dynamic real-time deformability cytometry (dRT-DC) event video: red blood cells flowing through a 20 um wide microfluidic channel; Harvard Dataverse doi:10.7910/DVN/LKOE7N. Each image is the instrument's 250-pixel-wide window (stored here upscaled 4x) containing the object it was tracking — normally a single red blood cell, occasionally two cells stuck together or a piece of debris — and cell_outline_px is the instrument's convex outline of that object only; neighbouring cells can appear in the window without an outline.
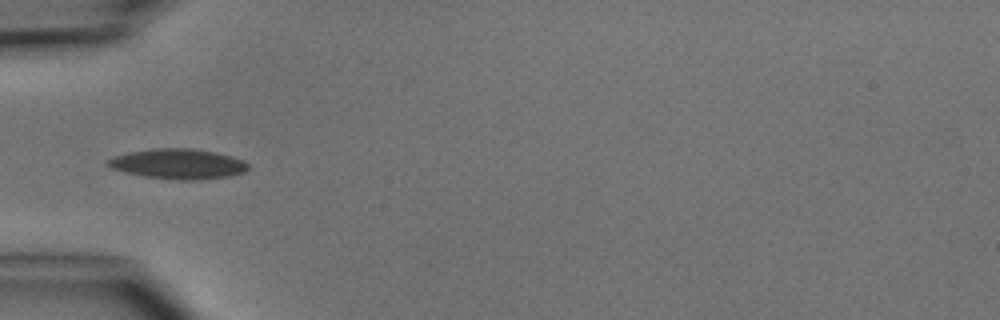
{"species": "common noctule bat (a hibernating species)", "species_latin": "Nyctalus noctula", "temperature_condition": "cold", "stored_images_in_passage": 5, "camera_frame_rate_fps": 3000, "um_per_image_px": 0.085, "animal": {"sex": "male", "body_mass_g": 15.6}, "frame": {"image": 1, "passage_image": 5, "time_ms": 4.667, "image_size_px": [1000, 320], "cell_outline_px": [[248, 168], [244, 172], [228, 176], [196, 180], [180, 180], [144, 176], [124, 172], [112, 168], [104, 164], [104, 160], [112, 156], [128, 152], [152, 148], [192, 148], [216, 152], [232, 156], [244, 160], [248, 164]], "centroid_in_image_um": [15.09, 13.92], "position_along_channel_um": 69.9, "area_um2": 24.85}}